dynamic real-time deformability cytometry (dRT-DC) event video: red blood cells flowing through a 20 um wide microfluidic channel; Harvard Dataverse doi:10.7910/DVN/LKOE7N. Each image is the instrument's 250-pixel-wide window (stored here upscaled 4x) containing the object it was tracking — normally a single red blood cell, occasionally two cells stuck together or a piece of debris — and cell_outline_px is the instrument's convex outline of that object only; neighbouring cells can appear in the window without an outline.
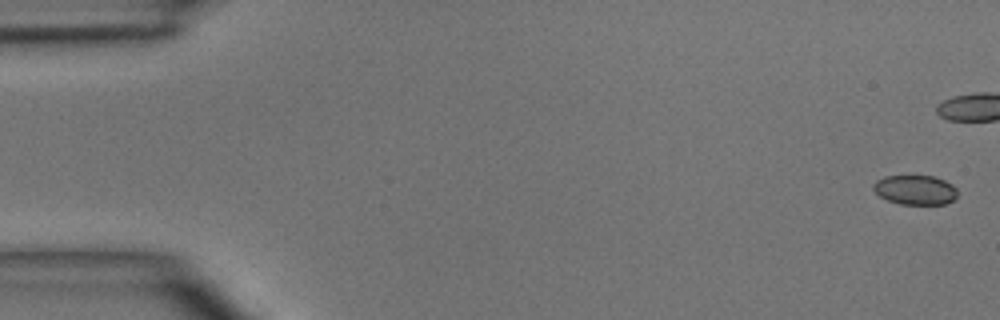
{"species": "common noctule bat (a hibernating species)", "species_latin": "Nyctalus noctula", "temperature_condition": "room temperature", "stored_images_in_passage": 9, "camera_frame_rate_fps": 3000, "um_per_image_px": 0.085, "animal": {"sex": "male", "body_mass_g": 15.6}, "frame": {"image": 1, "passage_image": 1, "time_ms": 0.0, "image_size_px": [1000, 320], "cell_outline_px": [[956, 196], [952, 200], [944, 204], [900, 204], [888, 200], [880, 196], [872, 188], [872, 184], [876, 180], [884, 176], [936, 176], [952, 184], [956, 188]], "centroid_in_image_um": [77.77, 16.13], "position_along_channel_um": 7.2, "area_um2": 14.45}}